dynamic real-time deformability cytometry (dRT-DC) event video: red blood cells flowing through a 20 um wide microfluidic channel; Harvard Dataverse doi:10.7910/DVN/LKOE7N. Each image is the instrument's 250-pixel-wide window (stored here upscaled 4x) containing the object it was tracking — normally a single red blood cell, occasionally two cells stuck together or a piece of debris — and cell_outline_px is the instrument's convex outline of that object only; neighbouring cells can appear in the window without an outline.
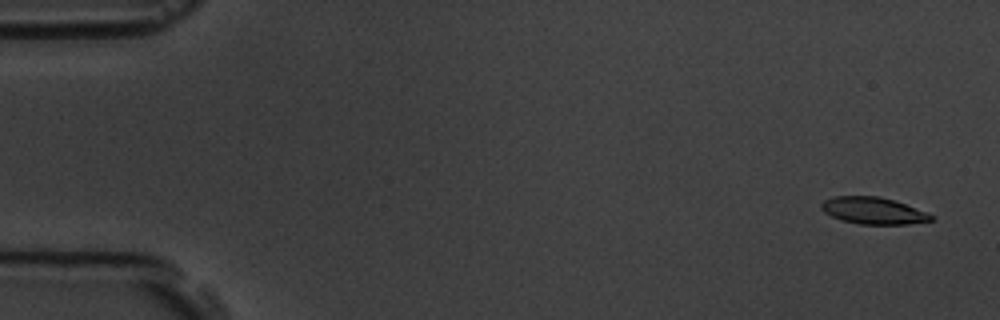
{"species": "common noctule bat (a hibernating species)", "species_latin": "Nyctalus noctula", "temperature_condition": "room temperature", "stored_images_in_passage": 3, "camera_frame_rate_fps": 3000, "um_per_image_px": 0.085, "animal": {"sex": "male", "body_mass_g": 19.5, "forearm_length_mm": 54.6}, "frame": {"image": 1, "passage_image": 1, "time_ms": 0.0, "image_size_px": [1000, 320], "cell_outline_px": [[936, 216], [932, 220], [908, 224], [860, 224], [840, 220], [824, 212], [820, 208], [820, 204], [824, 200], [832, 196], [880, 196], [928, 212]], "centroid_in_image_um": [74.21, 17.9], "position_along_channel_um": 10.8, "area_um2": 17.22}}